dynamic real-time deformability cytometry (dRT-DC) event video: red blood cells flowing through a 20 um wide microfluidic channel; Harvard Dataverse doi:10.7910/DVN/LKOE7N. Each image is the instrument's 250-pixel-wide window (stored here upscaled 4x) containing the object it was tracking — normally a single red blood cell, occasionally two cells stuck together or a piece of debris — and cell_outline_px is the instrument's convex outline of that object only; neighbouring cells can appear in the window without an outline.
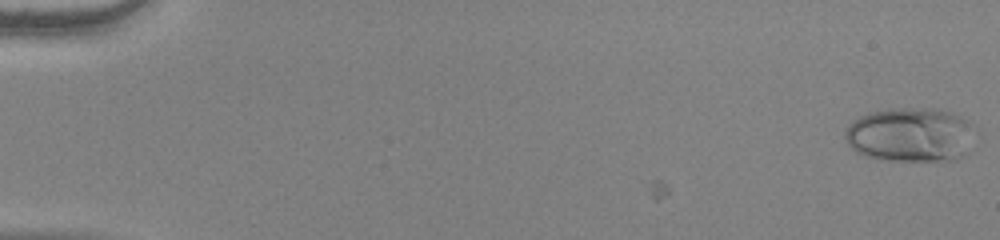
{"species": "human", "species_latin": "Homo sapiens", "temperature_condition": "warm", "stored_images_in_passage": 3, "camera_frame_rate_fps": 3000, "um_per_image_px": 0.085, "donor": {"sex": "female"}, "frame": {"image": 1, "passage_image": 1, "time_ms": 0.0, "image_size_px": [1000, 240], "cell_outline_px": [[972, 124], [968, 152], [964, 156], [956, 160], [884, 160], [868, 156], [856, 152], [848, 144], [844, 136], [844, 132], [860, 116], [872, 112], [892, 108], [936, 108], [952, 112], [968, 120]], "centroid_in_image_um": [77.4, 11.45], "position_along_channel_um": 7.6, "area_um2": 40.92}}